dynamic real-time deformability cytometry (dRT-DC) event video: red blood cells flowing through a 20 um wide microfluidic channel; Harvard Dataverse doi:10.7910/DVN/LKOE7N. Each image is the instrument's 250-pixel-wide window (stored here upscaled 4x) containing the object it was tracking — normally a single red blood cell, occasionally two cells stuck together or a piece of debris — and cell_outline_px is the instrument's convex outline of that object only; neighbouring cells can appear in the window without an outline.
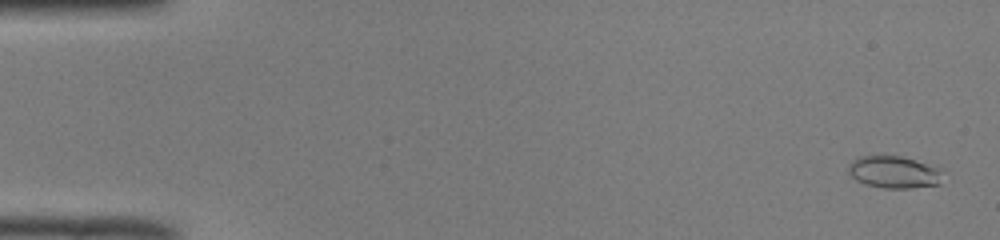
{"species": "common noctule bat (a hibernating species)", "species_latin": "Nyctalus noctula", "temperature_condition": "room temperature", "stored_images_in_passage": 52, "camera_frame_rate_fps": 3000, "um_per_image_px": 0.085, "animal": {"sex": "male", "body_mass_g": 19.0, "forearm_length_mm": 50.8}, "frame": {"image": 1, "passage_image": 2, "time_ms": 0.333, "image_size_px": [1000, 240], "cell_outline_px": [[944, 168], [940, 184], [912, 188], [884, 188], [864, 184], [856, 180], [848, 172], [848, 164], [856, 156], [900, 156]], "centroid_in_image_um": [76.01, 14.63], "position_along_channel_um": 9.0, "area_um2": 17.98}}
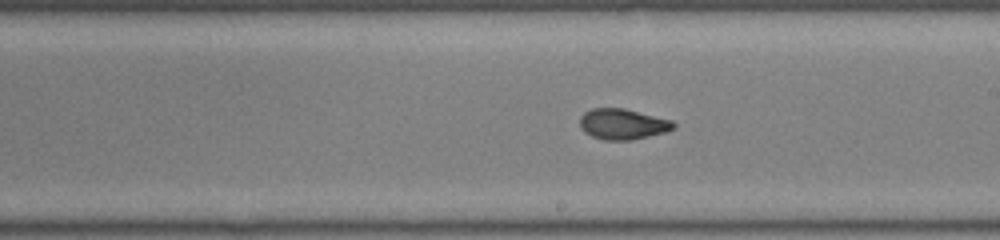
{"frame": {"image": 2, "passage_image": 30, "time_ms": 9.667, "image_size_px": [1000, 240], "cell_outline_px": [[676, 128], [668, 132], [632, 140], [604, 140], [592, 136], [584, 132], [580, 128], [580, 116], [584, 112], [592, 108], [624, 108], [672, 120], [676, 124]], "centroid_in_image_um": [52.95, 10.55], "position_along_channel_um": 236.0, "area_um2": 16.99}}
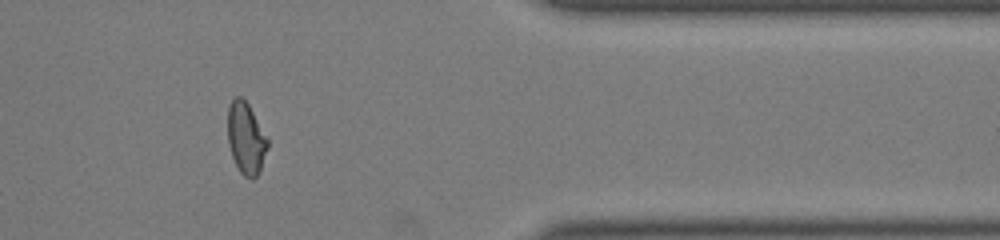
{"frame": {"image": 3, "passage_image": 43, "time_ms": 14.0, "image_size_px": [1000, 240], "cell_outline_px": [[268, 148], [260, 168], [256, 176], [252, 180], [244, 176], [240, 172], [232, 156], [228, 144], [228, 104], [236, 96], [240, 96], [248, 104], [268, 140]], "centroid_in_image_um": [20.89, 11.75], "position_along_channel_um": 390.5, "area_um2": 16.42}, "authors_computed_cell_mechanics": {"area_um2": 17.0799, "velocity_mm_per_s": 4.0025, "shape_relaxation_time_tau1_ms": null, "shape_relaxation_time_tau2_ms": 1.4865, "deformation_change_tau1": null, "deformation_change_tau2": 0.066}}